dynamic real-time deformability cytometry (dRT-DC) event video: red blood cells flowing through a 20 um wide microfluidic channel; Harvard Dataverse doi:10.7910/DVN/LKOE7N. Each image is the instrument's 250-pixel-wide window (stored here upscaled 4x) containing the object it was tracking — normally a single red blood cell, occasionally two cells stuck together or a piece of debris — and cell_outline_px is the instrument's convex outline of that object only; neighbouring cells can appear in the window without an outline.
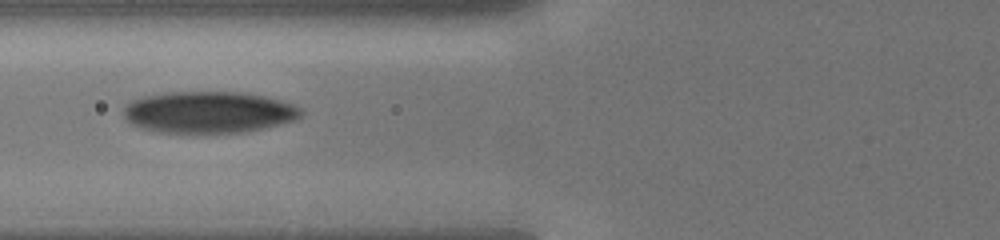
{"species": "human", "species_latin": "Homo sapiens", "temperature_condition": "cold", "stored_images_in_passage": 7, "camera_frame_rate_fps": 3000, "um_per_image_px": 0.085, "donor": {"sex": "male"}, "frame": {"image": 1, "passage_image": 3, "time_ms": 2.333, "image_size_px": [1000, 240], "cell_outline_px": [[304, 112], [296, 120], [264, 128], [244, 132], [160, 132], [140, 128], [128, 124], [124, 116], [124, 104], [140, 96], [168, 92], [240, 92], [264, 96], [296, 104]], "centroid_in_image_um": [17.71, 9.53], "position_along_channel_um": 108.1, "area_um2": 43.35}}
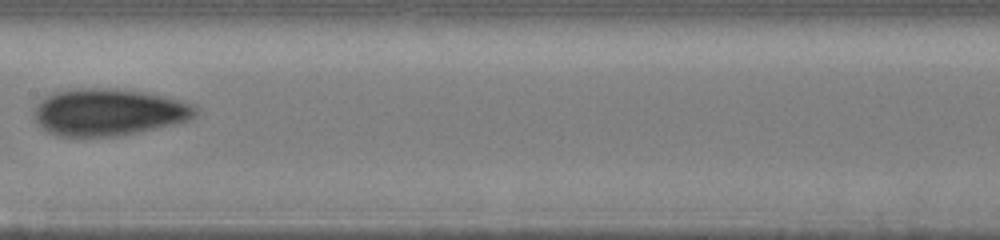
{"frame": {"image": 2, "passage_image": 5, "time_ms": 4.667, "image_size_px": [1000, 240], "cell_outline_px": [[200, 108], [196, 116], [192, 120], [156, 128], [116, 136], [60, 136], [48, 132], [36, 120], [36, 104], [40, 100], [56, 92], [80, 88], [108, 88], [144, 92], [164, 96], [180, 100], [192, 104]], "centroid_in_image_um": [9.3, 9.53], "position_along_channel_um": 198.1, "area_um2": 43.87}}
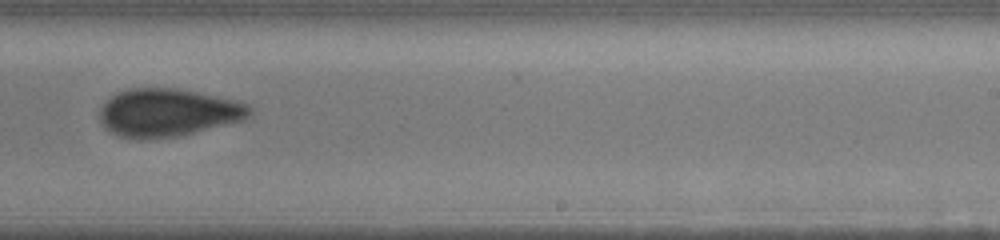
{"frame": {"image": 3, "passage_image": 7, "time_ms": 6.667, "image_size_px": [1000, 240], "cell_outline_px": [[252, 116], [244, 120], [180, 136], [144, 140], [136, 140], [120, 136], [104, 128], [100, 120], [100, 108], [112, 96], [128, 88], [172, 88], [196, 92], [236, 100], [248, 104], [252, 108]], "centroid_in_image_um": [14.29, 9.59], "position_along_channel_um": 274.7, "area_um2": 42.08}}